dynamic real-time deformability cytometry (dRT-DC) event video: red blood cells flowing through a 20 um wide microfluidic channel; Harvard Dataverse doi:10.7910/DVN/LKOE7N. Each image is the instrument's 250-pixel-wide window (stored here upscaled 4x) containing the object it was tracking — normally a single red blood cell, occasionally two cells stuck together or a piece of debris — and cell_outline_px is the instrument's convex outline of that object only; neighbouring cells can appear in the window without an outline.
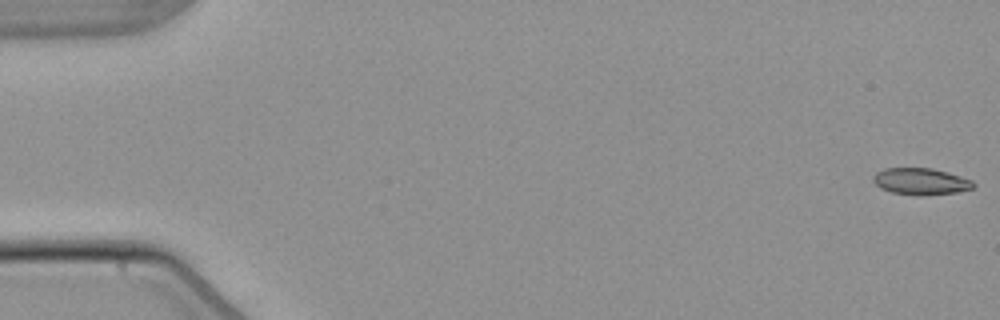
{"species": "common noctule bat (a hibernating species)", "species_latin": "Nyctalus noctula", "temperature_condition": "warm", "stored_images_in_passage": 7, "camera_frame_rate_fps": 3000, "um_per_image_px": 0.085, "animal": {"sex": "male", "body_mass_g": 21.5, "forearm_length_mm": 52.0}, "frame": {"image": 1, "passage_image": 1, "time_ms": 0.0, "image_size_px": [1000, 320], "cell_outline_px": [[976, 184], [972, 188], [956, 192], [920, 196], [892, 192], [880, 188], [872, 180], [872, 176], [876, 172], [884, 168], [932, 168], [948, 172], [972, 180]], "centroid_in_image_um": [78.25, 15.41], "position_along_channel_um": 6.8, "area_um2": 15.61}}
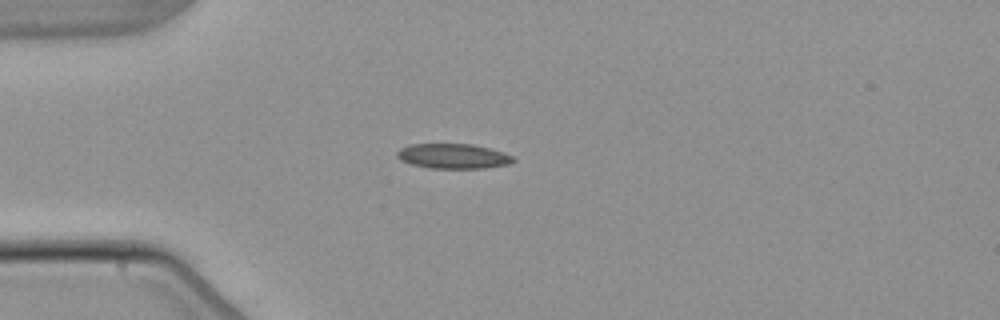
{"frame": {"image": 2, "passage_image": 4, "time_ms": 4.667, "image_size_px": [1000, 320], "cell_outline_px": [[516, 160], [512, 164], [484, 168], [428, 168], [412, 164], [400, 160], [396, 156], [396, 152], [400, 148], [408, 144], [472, 144], [504, 152], [512, 156]], "centroid_in_image_um": [38.52, 13.27], "position_along_channel_um": 46.5, "area_um2": 16.99}}
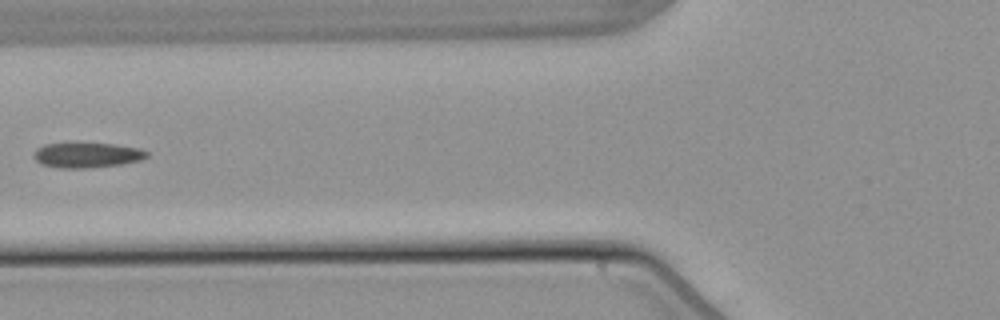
{"frame": {"image": 3, "passage_image": 6, "time_ms": 7.0, "image_size_px": [1000, 320], "cell_outline_px": [[148, 156], [140, 160], [120, 164], [88, 168], [60, 168], [40, 164], [32, 156], [32, 152], [36, 148], [44, 144], [112, 144], [140, 148], [148, 152]], "centroid_in_image_um": [7.35, 13.19], "position_along_channel_um": 118.4, "area_um2": 16.42}}